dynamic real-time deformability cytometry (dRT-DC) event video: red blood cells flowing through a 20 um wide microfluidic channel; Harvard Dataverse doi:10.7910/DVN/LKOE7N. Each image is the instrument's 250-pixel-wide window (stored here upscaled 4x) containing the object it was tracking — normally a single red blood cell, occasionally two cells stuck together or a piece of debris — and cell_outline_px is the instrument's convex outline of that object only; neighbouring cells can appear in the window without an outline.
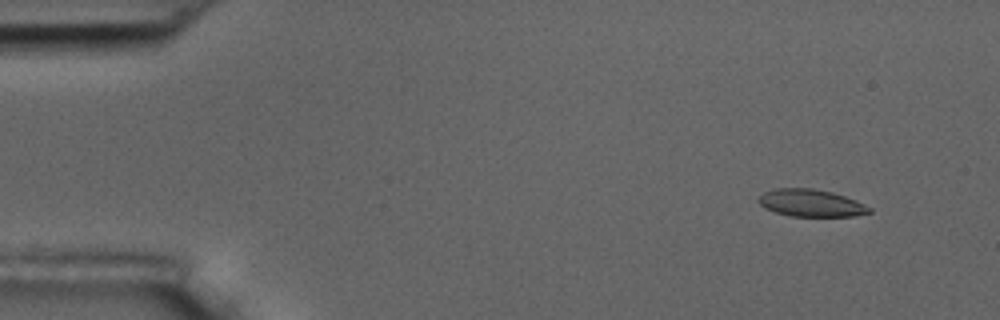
{"species": "common noctule bat (a hibernating species)", "species_latin": "Nyctalus noctula", "temperature_condition": "room temperature", "stored_images_in_passage": 6, "camera_frame_rate_fps": 3000, "um_per_image_px": 0.085, "animal": {"sex": "male", "body_mass_g": 17.5, "forearm_length_mm": 52.3}, "frame": {"image": 1, "passage_image": 2, "time_ms": 1.0, "image_size_px": [1000, 320], "cell_outline_px": [[872, 212], [852, 216], [792, 216], [776, 212], [764, 208], [756, 200], [764, 192], [776, 188], [812, 188], [832, 192], [856, 200], [872, 208]], "centroid_in_image_um": [68.93, 17.25], "position_along_channel_um": 16.1, "area_um2": 17.57}}
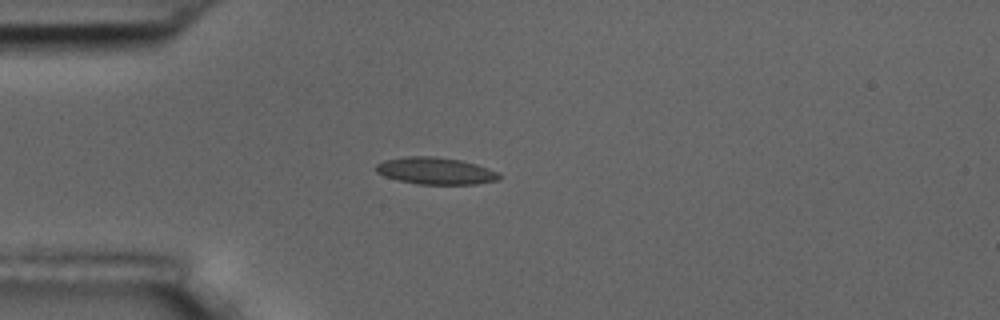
{"frame": {"image": 2, "passage_image": 4, "time_ms": 4.333, "image_size_px": [1000, 320], "cell_outline_px": [[500, 180], [476, 184], [420, 184], [400, 180], [384, 176], [376, 172], [376, 164], [384, 160], [408, 156], [436, 156], [460, 160], [476, 164], [500, 172]], "centroid_in_image_um": [37.05, 14.52], "position_along_channel_um": 47.9, "area_um2": 19.36}}